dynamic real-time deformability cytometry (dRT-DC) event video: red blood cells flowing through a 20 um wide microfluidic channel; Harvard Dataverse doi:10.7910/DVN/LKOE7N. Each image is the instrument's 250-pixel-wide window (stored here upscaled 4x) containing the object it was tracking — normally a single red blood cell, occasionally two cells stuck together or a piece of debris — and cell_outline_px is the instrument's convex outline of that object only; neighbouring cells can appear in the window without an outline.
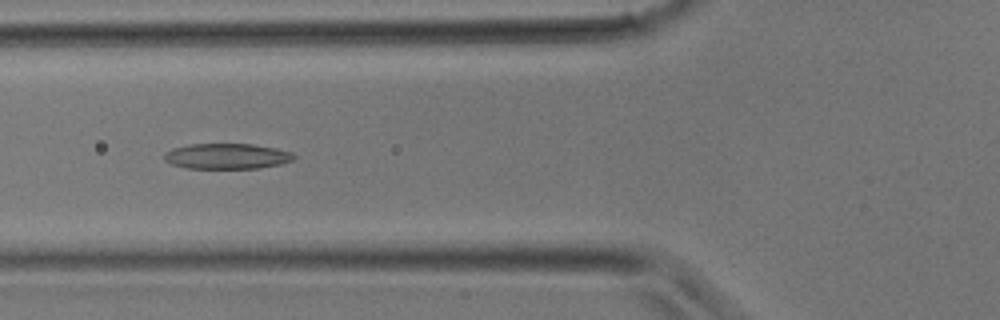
{"species": "common noctule bat (a hibernating species)", "species_latin": "Nyctalus noctula", "temperature_condition": "room temperature", "stored_images_in_passage": 25, "camera_frame_rate_fps": 3000, "um_per_image_px": 0.085, "animal": {"sex": "male", "body_mass_g": 17.9}, "frame": {"image": 1, "passage_image": 4, "time_ms": 1.0, "image_size_px": [1000, 320], "cell_outline_px": [[296, 156], [292, 160], [280, 164], [260, 168], [188, 168], [172, 164], [164, 160], [164, 152], [172, 148], [188, 144], [252, 144], [276, 148], [292, 152]], "centroid_in_image_um": [19.27, 13.27], "position_along_channel_um": 106.5, "area_um2": 19.31}}
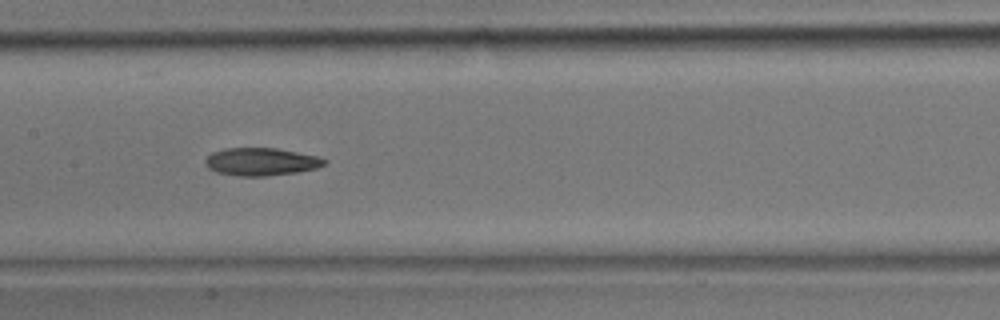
{"frame": {"image": 2, "passage_image": 8, "time_ms": 2.333, "image_size_px": [1000, 320], "cell_outline_px": [[328, 160], [324, 164], [316, 168], [296, 172], [268, 176], [236, 176], [216, 172], [208, 168], [204, 164], [204, 160], [212, 152], [224, 148], [276, 148], [320, 156]], "centroid_in_image_um": [22.18, 13.74], "position_along_channel_um": 185.2, "area_um2": 19.42}}
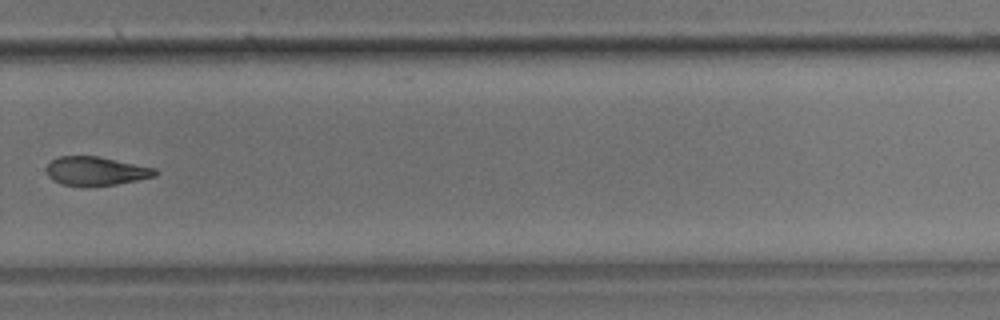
{"frame": {"image": 3, "passage_image": 15, "time_ms": 4.667, "image_size_px": [1000, 320], "cell_outline_px": [[160, 172], [156, 176], [116, 184], [60, 184], [52, 180], [48, 176], [48, 164], [52, 160], [60, 156], [96, 156], [156, 168]], "centroid_in_image_um": [8.19, 14.51], "position_along_channel_um": 321.6, "area_um2": 17.63}}